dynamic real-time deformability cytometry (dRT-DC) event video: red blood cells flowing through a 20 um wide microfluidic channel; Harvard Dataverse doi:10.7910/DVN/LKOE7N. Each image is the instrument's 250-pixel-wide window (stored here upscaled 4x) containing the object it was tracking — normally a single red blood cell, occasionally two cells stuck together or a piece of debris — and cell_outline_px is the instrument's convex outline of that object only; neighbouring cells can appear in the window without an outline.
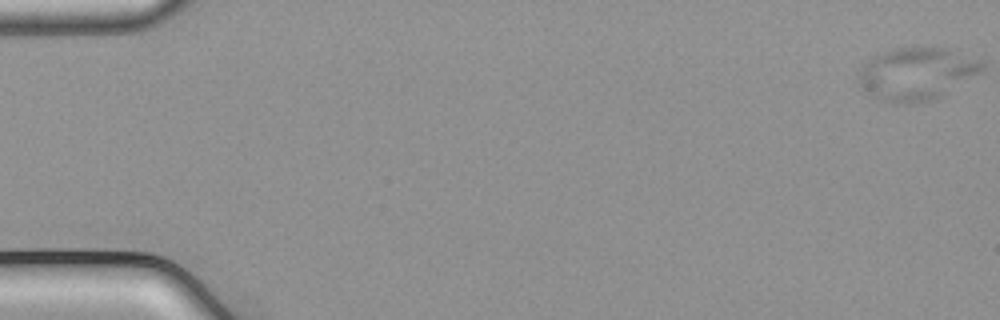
{"species": "common noctule bat (a hibernating species)", "species_latin": "Nyctalus noctula", "temperature_condition": "cold", "stored_images_in_passage": 54, "camera_frame_rate_fps": 3000, "um_per_image_px": 0.085, "animal": {"sex": "male", "body_mass_g": 21.5, "forearm_length_mm": 52.0}, "frame": {"image": 1, "passage_image": 1, "time_ms": 0.0, "image_size_px": [1000, 320], "cell_outline_px": [[984, 68], [980, 72], [936, 100], [908, 104], [892, 104], [868, 96], [860, 88], [860, 68], [872, 56], [880, 52], [892, 48], [948, 48], [984, 60]], "centroid_in_image_um": [77.9, 6.29], "position_along_channel_um": 7.1, "area_um2": 38.38}}
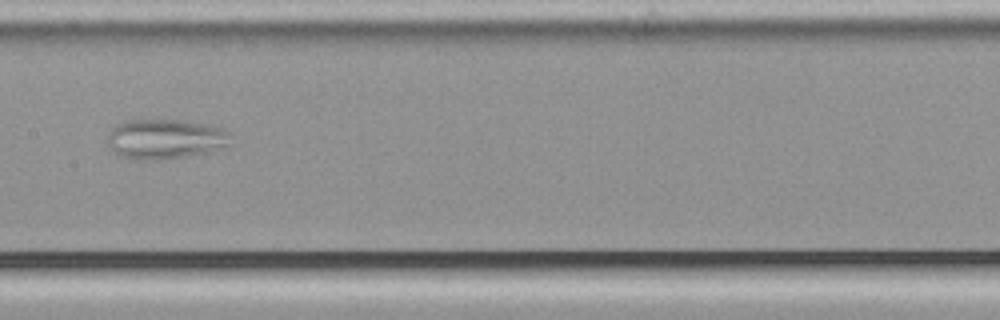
{"frame": {"image": 2, "passage_image": 28, "time_ms": 9.0, "image_size_px": [1000, 320], "cell_outline_px": [[228, 148], [208, 152], [160, 160], [128, 160], [112, 152], [108, 144], [108, 132], [116, 124], [124, 120], [184, 120], [208, 124], [224, 128], [228, 132]], "centroid_in_image_um": [14.01, 11.82], "position_along_channel_um": 193.4, "area_um2": 29.13}}
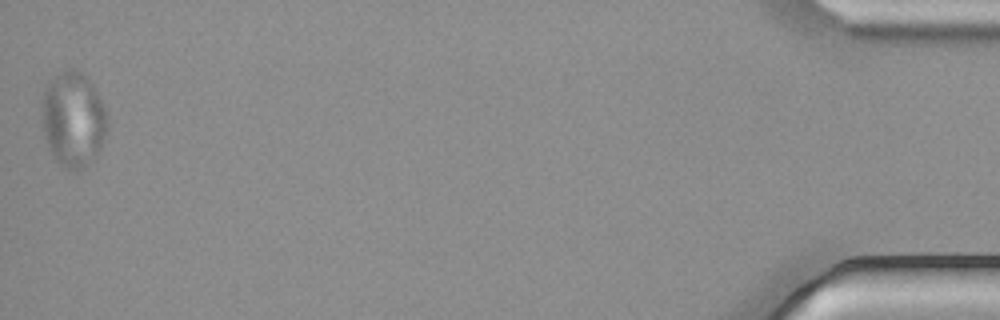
{"frame": {"image": 3, "passage_image": 54, "time_ms": 17.667, "image_size_px": [1000, 320], "cell_outline_px": [[108, 128], [96, 160], [84, 168], [68, 168], [60, 164], [56, 160], [44, 136], [44, 88], [48, 80], [72, 68], [76, 68], [88, 76], [104, 104], [108, 112]], "centroid_in_image_um": [6.3, 10.13], "position_along_channel_um": 428.9, "area_um2": 36.24}}